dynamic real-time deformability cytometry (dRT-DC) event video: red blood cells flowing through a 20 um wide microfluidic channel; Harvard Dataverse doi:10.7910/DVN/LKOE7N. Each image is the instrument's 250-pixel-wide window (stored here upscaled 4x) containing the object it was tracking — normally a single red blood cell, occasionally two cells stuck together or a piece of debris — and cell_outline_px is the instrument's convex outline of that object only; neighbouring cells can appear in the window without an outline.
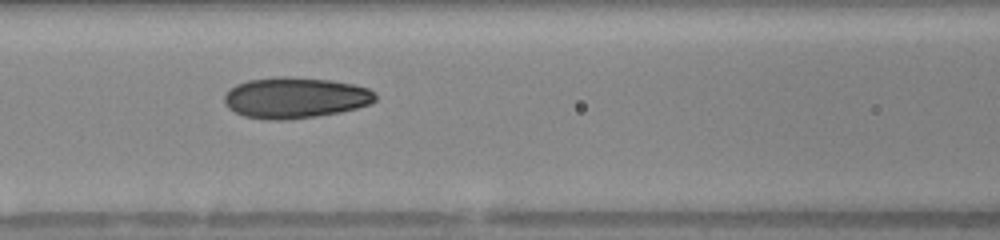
{"species": "human", "species_latin": "Homo sapiens", "temperature_condition": "warm", "stored_images_in_passage": 6, "camera_frame_rate_fps": 3000, "um_per_image_px": 0.085, "donor": {"sex": "female"}, "frame": {"image": 1, "passage_image": 5, "time_ms": 1.333, "image_size_px": [1000, 240], "cell_outline_px": [[376, 100], [368, 104], [356, 108], [340, 112], [316, 116], [284, 120], [268, 120], [244, 116], [228, 108], [224, 104], [224, 96], [236, 84], [248, 80], [276, 76], [284, 76], [332, 80], [352, 84], [368, 88], [376, 96]], "centroid_in_image_um": [25.06, 8.3], "position_along_channel_um": 141.5, "area_um2": 35.95}}